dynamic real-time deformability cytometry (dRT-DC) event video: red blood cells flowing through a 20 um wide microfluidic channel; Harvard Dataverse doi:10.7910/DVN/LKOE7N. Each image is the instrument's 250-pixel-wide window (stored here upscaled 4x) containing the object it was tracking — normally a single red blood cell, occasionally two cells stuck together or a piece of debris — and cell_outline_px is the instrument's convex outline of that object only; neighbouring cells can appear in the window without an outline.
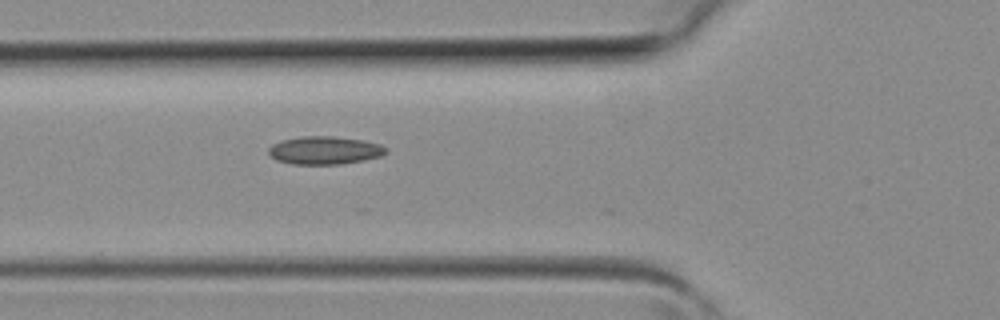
{"species": "common noctule bat (a hibernating species)", "species_latin": "Nyctalus noctula", "temperature_condition": "room temperature", "stored_images_in_passage": 2, "camera_frame_rate_fps": 3000, "um_per_image_px": 0.085, "animal": {"sex": "female", "body_mass_g": 19.3, "forearm_length_mm": 54.1}, "frame": {"image": 1, "passage_image": 2, "time_ms": 0.333, "image_size_px": [1000, 320], "cell_outline_px": [[388, 152], [380, 156], [364, 160], [340, 164], [292, 164], [276, 160], [268, 152], [268, 148], [272, 144], [280, 140], [300, 136], [332, 136], [364, 140], [380, 144], [388, 148]], "centroid_in_image_um": [27.59, 12.77], "position_along_channel_um": 98.2, "area_um2": 19.31}}